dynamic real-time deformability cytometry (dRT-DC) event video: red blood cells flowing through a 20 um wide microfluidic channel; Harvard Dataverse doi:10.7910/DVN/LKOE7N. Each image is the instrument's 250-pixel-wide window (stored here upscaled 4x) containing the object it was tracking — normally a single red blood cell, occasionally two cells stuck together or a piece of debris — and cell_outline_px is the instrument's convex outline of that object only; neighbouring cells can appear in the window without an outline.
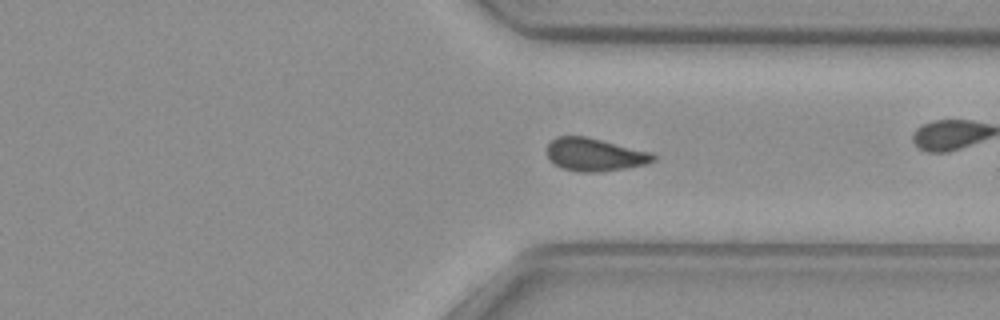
{"species": "common noctule bat (a hibernating species)", "species_latin": "Nyctalus noctula", "temperature_condition": "cold", "stored_images_in_passage": 53, "camera_frame_rate_fps": 3000, "um_per_image_px": 0.085, "animal": {"sex": "female", "body_mass_g": 29.2, "forearm_length_mm": 56.3}, "frame": {"image": 1, "passage_image": 38, "time_ms": 12.333, "image_size_px": [1000, 320], "cell_outline_px": [[656, 160], [644, 164], [624, 168], [596, 172], [580, 172], [564, 168], [548, 160], [548, 144], [556, 136], [584, 136], [652, 152], [656, 156]], "centroid_in_image_um": [50.55, 13.13], "position_along_channel_um": 360.9, "area_um2": 20.11}}
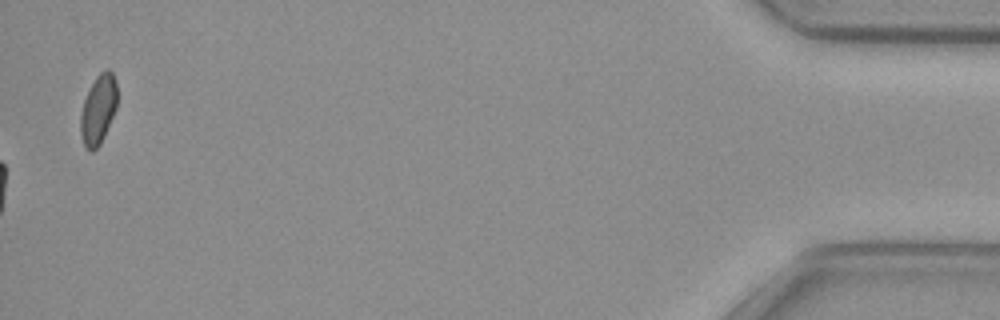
{"frame": {"image": 2, "passage_image": 53, "time_ms": 17.333, "image_size_px": [1000, 320], "cell_outline_px": [[116, 108], [104, 136], [100, 144], [92, 152], [84, 144], [80, 132], [80, 116], [84, 100], [96, 76], [100, 72], [108, 68], [112, 72], [116, 80]], "centroid_in_image_um": [8.35, 9.29], "position_along_channel_um": 426.8, "area_um2": 14.57}, "authors_computed_cell_mechanics": {"area_um2": 20.1144, "velocity_mm_per_s": 3.6936, "shape_relaxation_time_tau1_ms": null, "shape_relaxation_time_tau2_ms": 6.3429, "deformation_change_tau1": null, "deformation_change_tau2": 0.1121}}